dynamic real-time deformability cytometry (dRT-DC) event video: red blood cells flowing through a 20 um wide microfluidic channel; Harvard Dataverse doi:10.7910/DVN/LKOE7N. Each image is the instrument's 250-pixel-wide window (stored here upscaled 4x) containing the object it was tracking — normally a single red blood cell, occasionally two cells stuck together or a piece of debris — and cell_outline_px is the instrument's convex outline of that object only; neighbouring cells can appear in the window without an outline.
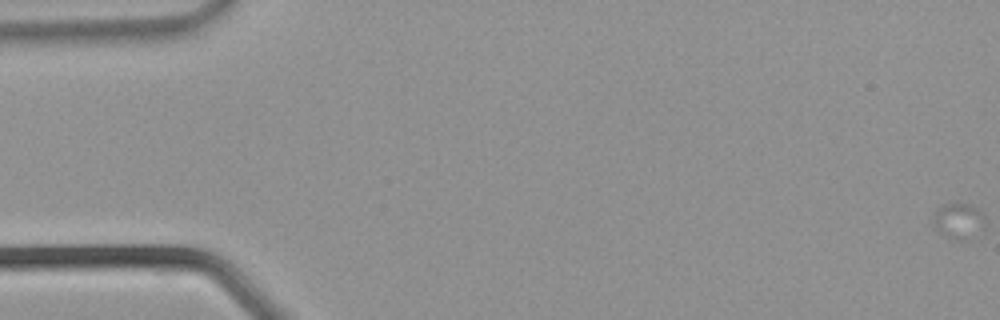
{"species": "common noctule bat (a hibernating species)", "species_latin": "Nyctalus noctula", "temperature_condition": "warm", "stored_images_in_passage": 16, "camera_frame_rate_fps": 3000, "um_per_image_px": 0.085, "animal": {"sex": "male", "body_mass_g": 21.5, "forearm_length_mm": 52.0}, "frame": {"image": 1, "passage_image": 1, "time_ms": 0.0, "image_size_px": [1000, 320], "cell_outline_px": [[984, 228], [964, 240], [956, 240], [948, 236], [936, 228], [936, 212], [940, 204], [972, 204], [980, 208], [984, 212]], "centroid_in_image_um": [81.57, 18.73], "position_along_channel_um": 3.4, "area_um2": 10.4}}